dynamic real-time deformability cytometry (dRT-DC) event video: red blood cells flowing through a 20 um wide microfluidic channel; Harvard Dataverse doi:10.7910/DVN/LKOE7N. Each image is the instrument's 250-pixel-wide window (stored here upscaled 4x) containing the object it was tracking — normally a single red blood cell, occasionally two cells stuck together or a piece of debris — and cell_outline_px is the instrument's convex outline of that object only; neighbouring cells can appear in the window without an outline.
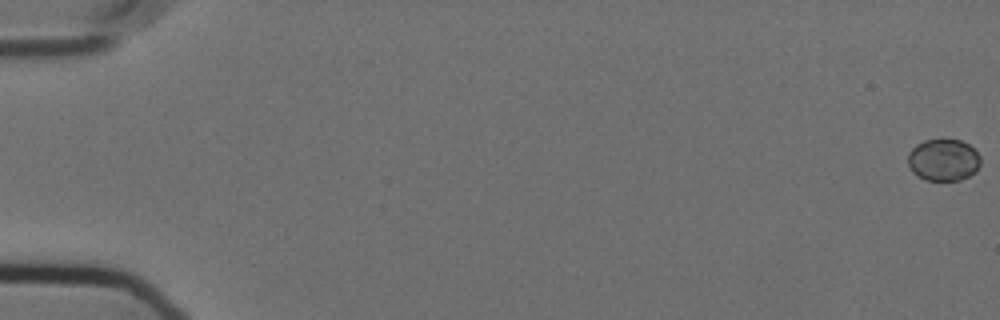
{"species": "Egyptian fruit bat (a non-hibernating species)", "species_latin": "Rousettus aegyptiacus", "temperature_condition": "cold", "stored_images_in_passage": 9, "camera_frame_rate_fps": 3000, "um_per_image_px": 0.085, "animal": {"sex": "female"}, "frame": {"image": 1, "passage_image": 1, "time_ms": 0.0, "image_size_px": [1000, 320], "cell_outline_px": [[980, 164], [976, 172], [960, 180], [924, 180], [916, 176], [912, 172], [908, 164], [908, 152], [916, 144], [924, 140], [960, 140], [968, 144], [980, 156]], "centroid_in_image_um": [80.17, 13.61], "position_along_channel_um": 4.8, "area_um2": 17.8}}